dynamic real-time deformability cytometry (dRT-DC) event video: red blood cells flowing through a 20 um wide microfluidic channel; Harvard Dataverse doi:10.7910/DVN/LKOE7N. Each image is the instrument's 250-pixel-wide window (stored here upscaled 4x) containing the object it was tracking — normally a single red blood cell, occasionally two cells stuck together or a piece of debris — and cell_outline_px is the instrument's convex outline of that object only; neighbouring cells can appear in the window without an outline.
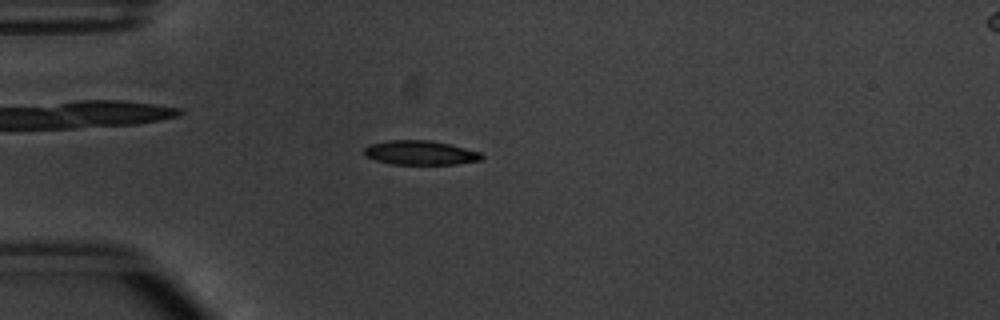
{"species": "common noctule bat (a hibernating species)", "species_latin": "Nyctalus noctula", "temperature_condition": "warm", "stored_images_in_passage": 53, "camera_frame_rate_fps": 3000, "um_per_image_px": 0.085, "animal": {"sex": "male", "body_mass_g": 20.1, "forearm_length_mm": 53.5}, "frame": {"image": 1, "passage_image": 15, "time_ms": 4.667, "image_size_px": [1000, 320], "cell_outline_px": [[484, 156], [480, 160], [456, 164], [392, 164], [376, 160], [368, 156], [364, 152], [364, 148], [368, 144], [388, 140], [432, 140], [480, 152]], "centroid_in_image_um": [35.71, 12.97], "position_along_channel_um": 49.3, "area_um2": 16.47}}
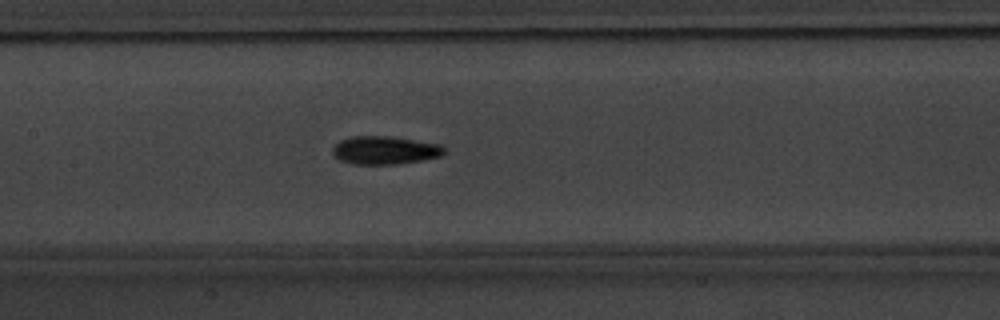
{"frame": {"image": 2, "passage_image": 26, "time_ms": 8.333, "image_size_px": [1000, 320], "cell_outline_px": [[444, 152], [440, 156], [424, 160], [396, 164], [352, 164], [340, 160], [332, 152], [332, 148], [340, 140], [352, 136], [392, 136], [440, 144], [444, 148]], "centroid_in_image_um": [32.71, 12.76], "position_along_channel_um": 174.7, "area_um2": 18.32}}
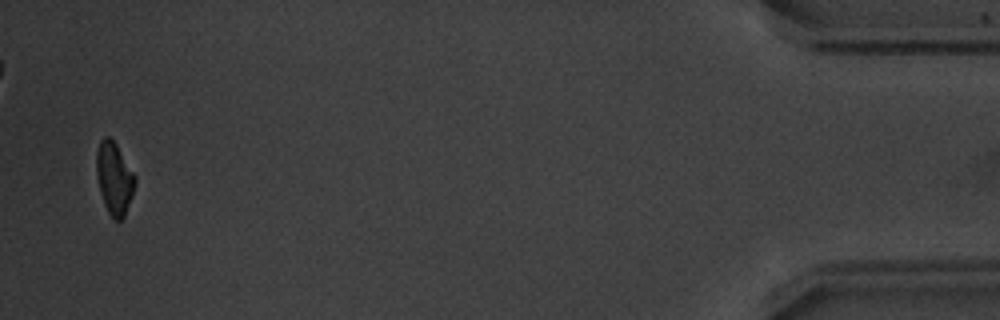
{"frame": {"image": 3, "passage_image": 52, "time_ms": 17.0, "image_size_px": [1000, 320], "cell_outline_px": [[136, 184], [132, 196], [124, 216], [120, 220], [112, 220], [104, 204], [100, 192], [96, 176], [96, 152], [100, 140], [104, 136], [108, 136], [116, 144], [136, 176]], "centroid_in_image_um": [9.7, 15.16], "position_along_channel_um": 425.5, "area_um2": 16.36}, "authors_computed_cell_mechanics": {"area_um2": 17.1088, "velocity_mm_per_s": 3.8249, "shape_relaxation_time_tau1_ms": 2.9118, "shape_relaxation_time_tau2_ms": 3.0247, "deformation_change_tau1": 0.1333, "deformation_change_tau2": 0.0862}}